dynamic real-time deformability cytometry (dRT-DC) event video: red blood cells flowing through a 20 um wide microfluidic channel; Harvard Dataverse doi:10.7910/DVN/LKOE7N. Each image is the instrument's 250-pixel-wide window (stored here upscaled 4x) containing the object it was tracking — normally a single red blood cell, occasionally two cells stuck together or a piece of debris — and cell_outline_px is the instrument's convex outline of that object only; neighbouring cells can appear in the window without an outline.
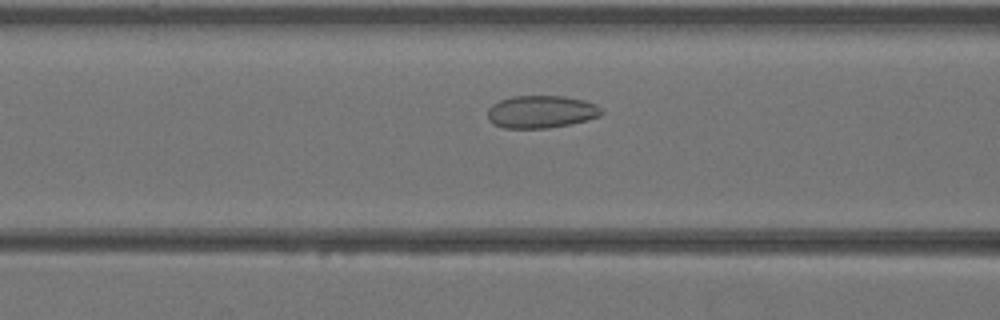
{"species": "Egyptian fruit bat (a non-hibernating species)", "species_latin": "Rousettus aegyptiacus", "temperature_condition": "warm", "stored_images_in_passage": 12, "camera_frame_rate_fps": 3000, "um_per_image_px": 0.085, "animal": {"sex": "female"}, "frame": {"image": 1, "passage_image": 10, "time_ms": 3.0, "image_size_px": [1000, 320], "cell_outline_px": [[604, 112], [600, 116], [568, 124], [548, 128], [504, 128], [492, 124], [488, 120], [488, 108], [492, 104], [500, 100], [512, 96], [564, 96], [584, 100], [596, 104]], "centroid_in_image_um": [45.97, 9.5], "position_along_channel_um": 120.6, "area_um2": 21.62}}